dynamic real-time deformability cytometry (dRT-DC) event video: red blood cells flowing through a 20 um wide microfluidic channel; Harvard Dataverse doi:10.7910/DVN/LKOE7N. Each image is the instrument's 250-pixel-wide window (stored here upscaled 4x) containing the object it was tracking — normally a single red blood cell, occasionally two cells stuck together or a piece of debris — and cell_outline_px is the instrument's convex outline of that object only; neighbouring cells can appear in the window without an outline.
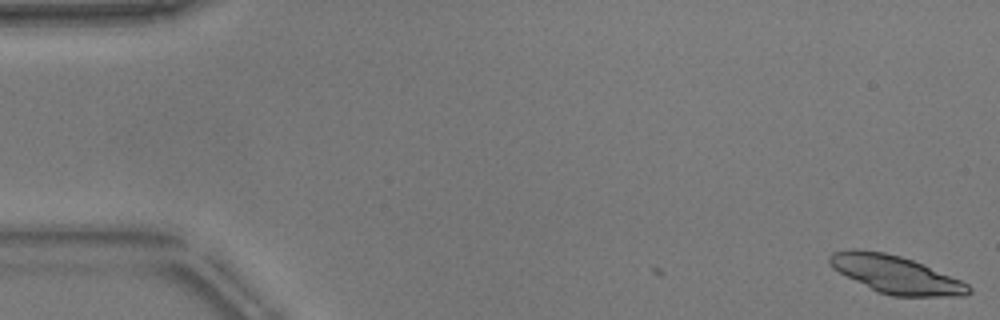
{"species": "common noctule bat (a hibernating species)", "species_latin": "Nyctalus noctula", "temperature_condition": "warm", "stored_images_in_passage": 2, "camera_frame_rate_fps": 3000, "um_per_image_px": 0.085, "animal": {"sex": "male", "body_mass_g": 17.9}, "frame": {"image": 1, "passage_image": 2, "time_ms": 0.333, "image_size_px": [1000, 320], "cell_outline_px": [[972, 292], [964, 296], [892, 296], [876, 292], [832, 268], [828, 260], [828, 256], [832, 252], [852, 248], [856, 248], [884, 252], [900, 256], [924, 264], [960, 280], [968, 284], [972, 288]], "centroid_in_image_um": [76.12, 23.32], "position_along_channel_um": 8.9, "area_um2": 30.63}}